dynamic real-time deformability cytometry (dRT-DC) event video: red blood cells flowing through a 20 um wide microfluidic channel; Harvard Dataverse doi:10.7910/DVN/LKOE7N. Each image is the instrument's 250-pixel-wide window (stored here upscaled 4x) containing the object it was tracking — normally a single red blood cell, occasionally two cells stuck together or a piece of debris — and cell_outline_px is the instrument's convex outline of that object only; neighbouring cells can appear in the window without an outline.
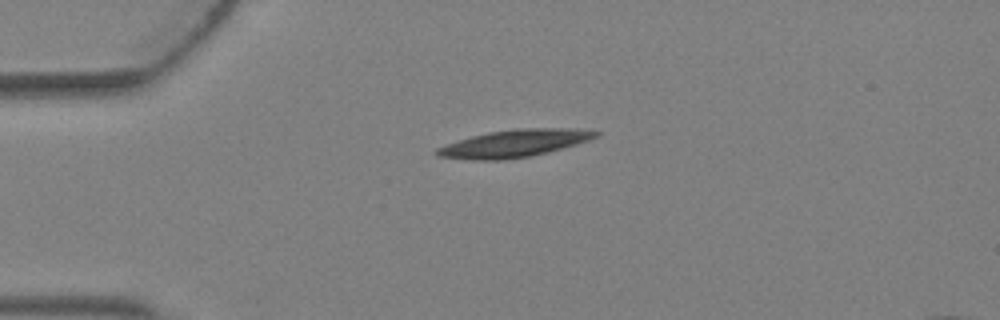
{"species": "Egyptian fruit bat (a non-hibernating species)", "species_latin": "Rousettus aegyptiacus", "temperature_condition": "warm", "stored_images_in_passage": 3, "camera_frame_rate_fps": 3000, "um_per_image_px": 0.085, "animal": {"sex": "female"}, "frame": {"image": 1, "passage_image": 3, "time_ms": 0.667, "image_size_px": [1000, 320], "cell_outline_px": [[600, 132], [596, 136], [588, 140], [576, 144], [548, 152], [528, 156], [500, 160], [472, 160], [436, 156], [432, 152], [436, 148], [472, 136], [488, 132], [516, 128], [576, 128]], "centroid_in_image_um": [43.68, 12.19], "position_along_channel_um": 41.3, "area_um2": 25.14}}